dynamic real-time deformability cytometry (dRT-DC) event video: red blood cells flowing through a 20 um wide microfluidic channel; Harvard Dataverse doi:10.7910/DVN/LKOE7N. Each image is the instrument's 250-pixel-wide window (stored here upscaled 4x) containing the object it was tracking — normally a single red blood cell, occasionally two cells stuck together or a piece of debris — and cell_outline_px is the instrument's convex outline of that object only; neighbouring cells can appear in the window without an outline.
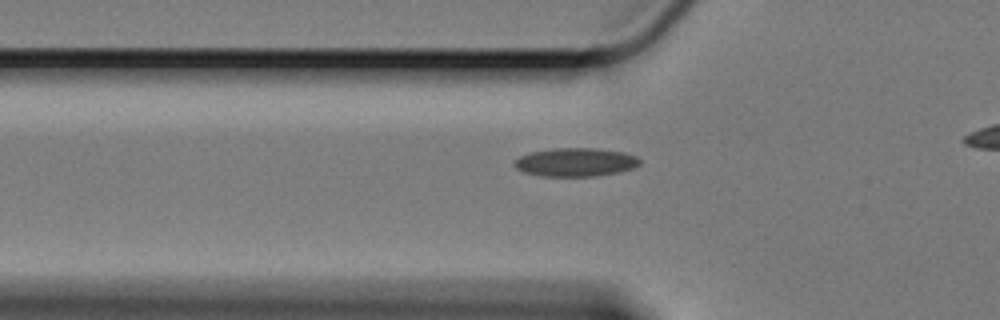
{"species": "Egyptian fruit bat (a non-hibernating species)", "species_latin": "Rousettus aegyptiacus", "temperature_condition": "cold", "stored_images_in_passage": 42, "camera_frame_rate_fps": 3000, "um_per_image_px": 0.085, "animal": {"sex": "female"}, "frame": {"image": 1, "passage_image": 10, "time_ms": 3.0, "image_size_px": [1000, 320], "cell_outline_px": [[640, 164], [632, 168], [620, 172], [596, 176], [540, 176], [524, 172], [516, 168], [512, 164], [520, 156], [532, 152], [552, 148], [596, 148], [624, 152], [636, 156], [640, 160]], "centroid_in_image_um": [48.93, 13.78], "position_along_channel_um": 76.9, "area_um2": 20.87}}
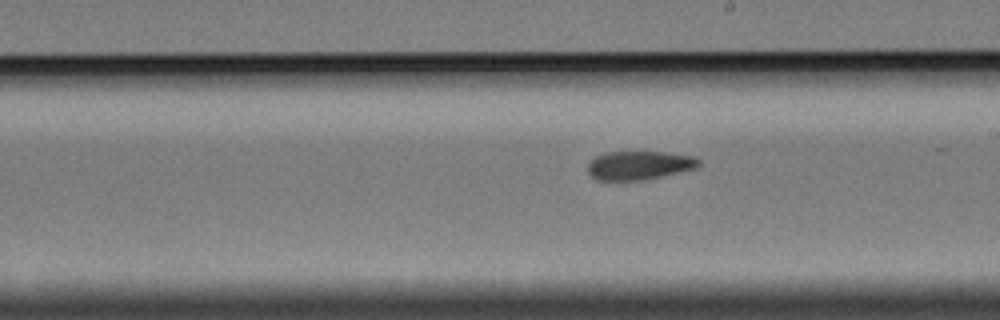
{"frame": {"image": 2, "passage_image": 24, "time_ms": 7.667, "image_size_px": [1000, 320], "cell_outline_px": [[700, 164], [696, 168], [644, 180], [596, 180], [588, 172], [588, 164], [596, 156], [604, 152], [664, 152], [692, 156], [700, 160]], "centroid_in_image_um": [54.32, 14.05], "position_along_channel_um": 234.7, "area_um2": 18.44}}
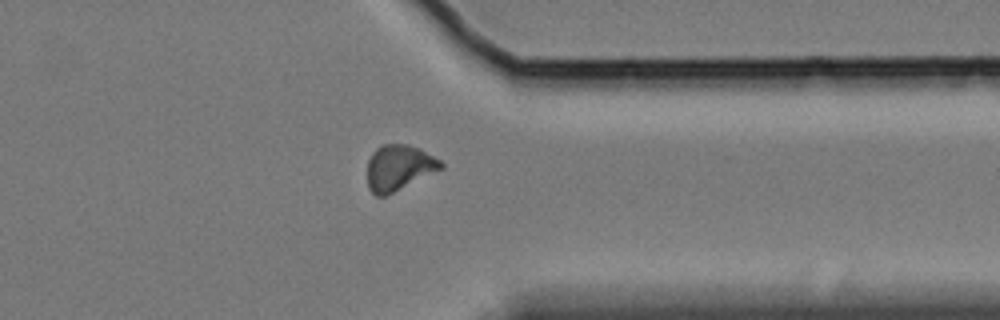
{"frame": {"image": 3, "passage_image": 37, "time_ms": 12.0, "image_size_px": [1000, 320], "cell_outline_px": [[444, 168], [384, 196], [376, 196], [368, 188], [368, 160], [372, 152], [376, 148], [384, 144], [408, 144], [420, 148], [440, 160], [444, 164]], "centroid_in_image_um": [33.91, 14.23], "position_along_channel_um": 377.5, "area_um2": 19.48}}